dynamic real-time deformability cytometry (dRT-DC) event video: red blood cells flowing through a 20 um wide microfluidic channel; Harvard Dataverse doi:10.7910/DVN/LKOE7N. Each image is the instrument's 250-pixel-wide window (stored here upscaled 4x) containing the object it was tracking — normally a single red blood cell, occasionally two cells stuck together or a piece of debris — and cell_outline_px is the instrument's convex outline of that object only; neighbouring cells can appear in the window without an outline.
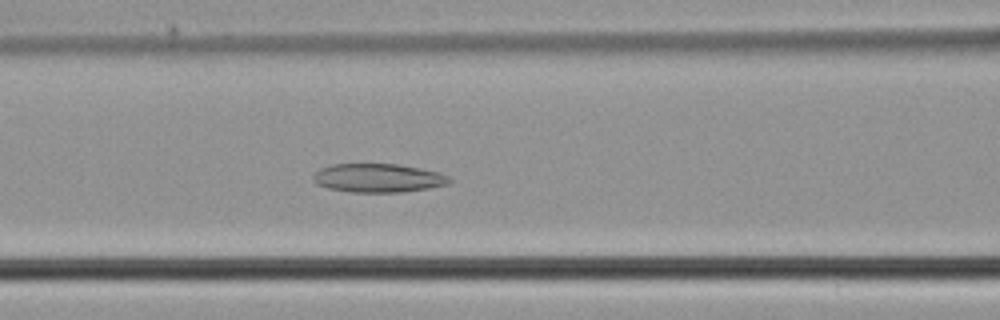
{"species": "common noctule bat (a hibernating species)", "species_latin": "Nyctalus noctula", "temperature_condition": "cold", "stored_images_in_passage": 51, "camera_frame_rate_fps": 3000, "um_per_image_px": 0.085, "animal": {"sex": "male", "body_mass_g": 21.5, "forearm_length_mm": 52.0}, "frame": {"image": 1, "passage_image": 22, "time_ms": 7.0, "image_size_px": [1000, 320], "cell_outline_px": [[452, 180], [448, 184], [428, 188], [404, 192], [352, 192], [328, 188], [316, 184], [312, 180], [312, 176], [320, 168], [332, 164], [400, 164], [440, 172], [448, 176]], "centroid_in_image_um": [32.14, 15.13], "position_along_channel_um": 134.5, "area_um2": 22.89}}
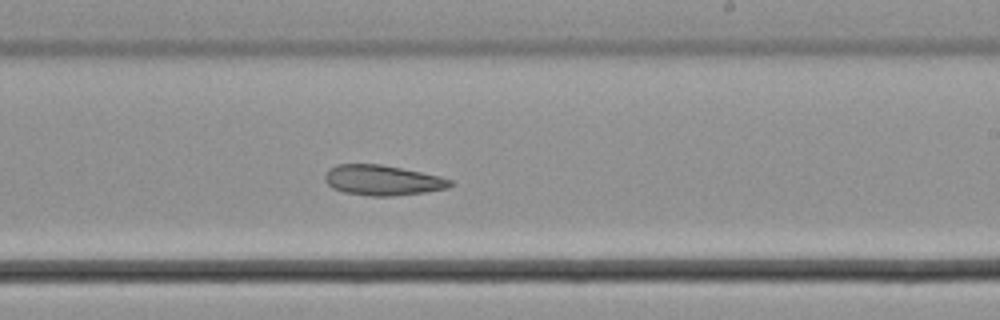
{"frame": {"image": 2, "passage_image": 31, "time_ms": 10.0, "image_size_px": [1000, 320], "cell_outline_px": [[452, 184], [448, 188], [424, 192], [392, 196], [368, 196], [344, 192], [332, 188], [324, 180], [324, 176], [328, 168], [336, 164], [380, 164], [440, 176], [452, 180]], "centroid_in_image_um": [32.47, 15.32], "position_along_channel_um": 256.5, "area_um2": 22.08}}
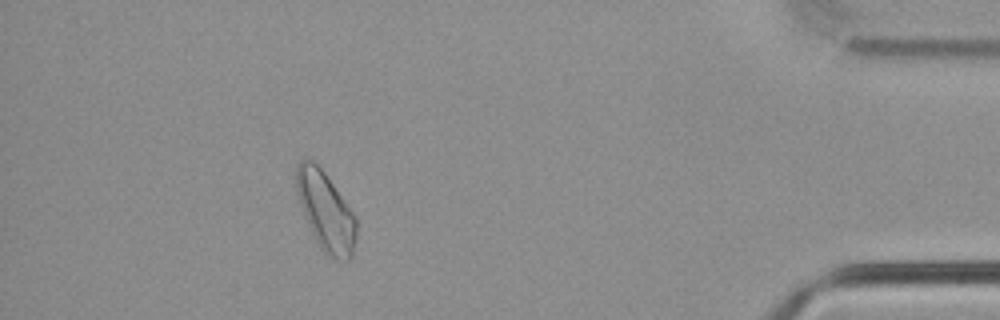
{"frame": {"image": 3, "passage_image": 46, "time_ms": 15.0, "image_size_px": [1000, 320], "cell_outline_px": [[356, 236], [352, 256], [348, 260], [328, 256], [320, 248], [308, 224], [296, 196], [296, 164], [304, 156], [312, 160], [324, 172], [356, 216]], "centroid_in_image_um": [27.66, 17.92], "position_along_channel_um": 407.5, "area_um2": 27.46}}